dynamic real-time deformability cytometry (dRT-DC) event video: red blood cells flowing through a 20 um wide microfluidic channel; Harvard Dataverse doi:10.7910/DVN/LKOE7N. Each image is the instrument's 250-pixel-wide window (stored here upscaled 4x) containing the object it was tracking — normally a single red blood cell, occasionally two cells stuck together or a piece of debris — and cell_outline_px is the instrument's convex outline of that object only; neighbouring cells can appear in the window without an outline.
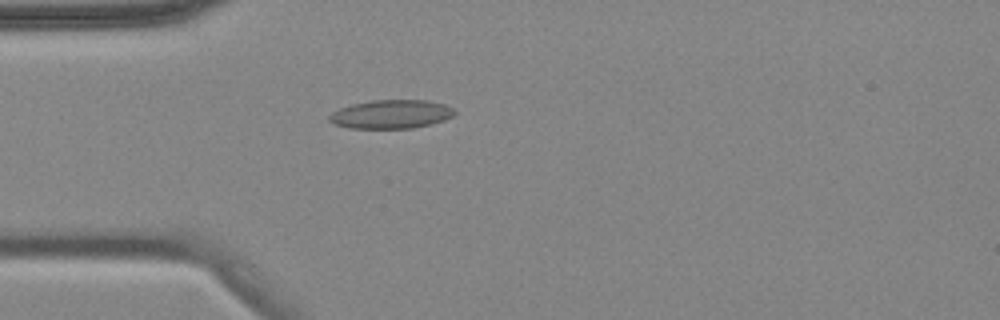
{"species": "common noctule bat (a hibernating species)", "species_latin": "Nyctalus noctula", "temperature_condition": "cold", "stored_images_in_passage": 3, "camera_frame_rate_fps": 3000, "um_per_image_px": 0.085, "animal": {"sex": "female", "body_mass_g": 18.4}, "frame": {"image": 1, "passage_image": 3, "time_ms": 2.0, "image_size_px": [1000, 320], "cell_outline_px": [[456, 112], [452, 116], [444, 120], [412, 128], [348, 128], [336, 124], [328, 120], [328, 116], [332, 112], [340, 108], [352, 104], [372, 100], [424, 100], [444, 104], [452, 108]], "centroid_in_image_um": [33.22, 9.7], "position_along_channel_um": 51.8, "area_um2": 20.75}}